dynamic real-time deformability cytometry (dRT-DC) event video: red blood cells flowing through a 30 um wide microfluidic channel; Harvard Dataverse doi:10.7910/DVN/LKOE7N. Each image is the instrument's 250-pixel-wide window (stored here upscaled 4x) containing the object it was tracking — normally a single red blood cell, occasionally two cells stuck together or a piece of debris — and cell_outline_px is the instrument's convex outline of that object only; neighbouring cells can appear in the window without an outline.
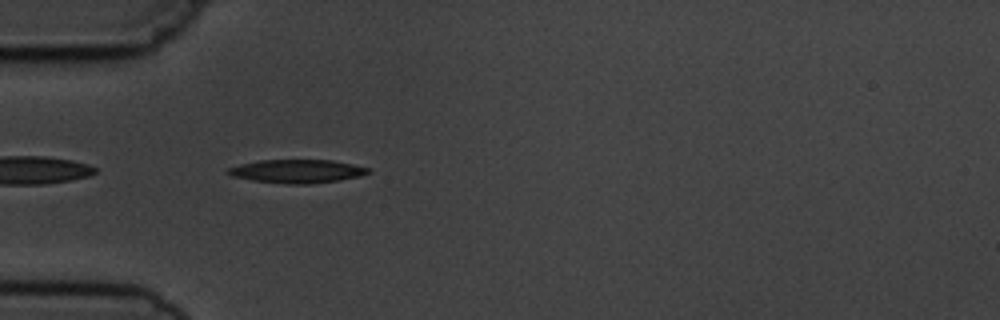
{"species": "common noctule bat (a hibernating species)", "species_latin": "Nyctalus noctula", "temperature_condition": "cold", "stored_images_in_passage": 4, "camera_frame_rate_fps": 3000, "um_per_image_px": 0.085, "animal": {"sex": "male", "body_mass_g": 19.5, "forearm_length_mm": 54.6}, "frame": {"image": 1, "passage_image": 3, "time_ms": 3.333, "image_size_px": [1000, 320], "cell_outline_px": [[372, 172], [360, 176], [340, 180], [308, 184], [288, 184], [252, 180], [232, 176], [224, 172], [228, 168], [240, 164], [260, 160], [332, 160], [352, 164], [368, 168]], "centroid_in_image_um": [25.24, 14.55], "position_along_channel_um": 59.8, "area_um2": 19.13}}